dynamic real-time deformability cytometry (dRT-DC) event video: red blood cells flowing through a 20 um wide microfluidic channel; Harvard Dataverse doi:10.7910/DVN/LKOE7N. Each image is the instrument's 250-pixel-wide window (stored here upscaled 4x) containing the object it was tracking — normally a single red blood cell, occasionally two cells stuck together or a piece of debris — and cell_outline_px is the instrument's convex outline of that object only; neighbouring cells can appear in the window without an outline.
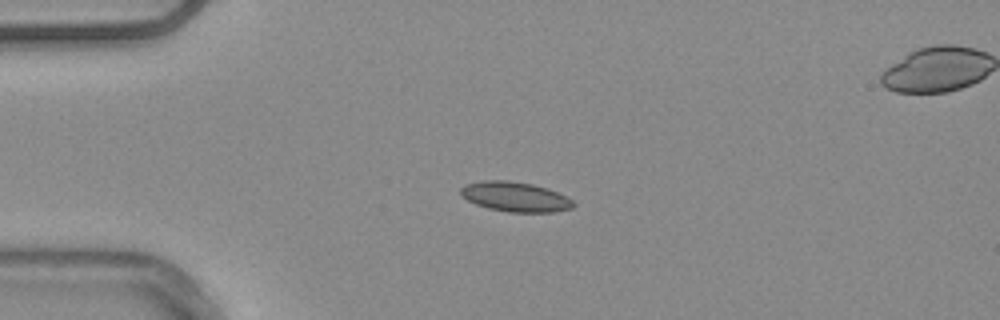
{"species": "common noctule bat (a hibernating species)", "species_latin": "Nyctalus noctula", "temperature_condition": "warm", "stored_images_in_passage": 48, "camera_frame_rate_fps": 3000, "um_per_image_px": 0.085, "animal": {"sex": "male", "body_mass_g": 20.4}, "frame": {"image": 1, "passage_image": 14, "time_ms": 4.333, "image_size_px": [1000, 320], "cell_outline_px": [[576, 204], [572, 208], [552, 212], [508, 212], [488, 208], [476, 204], [468, 200], [460, 192], [460, 188], [464, 184], [484, 180], [508, 180], [532, 184], [548, 188], [572, 200]], "centroid_in_image_um": [43.78, 16.72], "position_along_channel_um": 41.2, "area_um2": 19.48}, "authors_computed_cell_mechanics": {"area_um2": 18.3804, "velocity_mm_per_s": 3.7638, "shape_relaxation_time_tau1_ms": null, "shape_relaxation_time_tau2_ms": 3.7425, "deformation_change_tau1": null, "deformation_change_tau2": 0.0756}}